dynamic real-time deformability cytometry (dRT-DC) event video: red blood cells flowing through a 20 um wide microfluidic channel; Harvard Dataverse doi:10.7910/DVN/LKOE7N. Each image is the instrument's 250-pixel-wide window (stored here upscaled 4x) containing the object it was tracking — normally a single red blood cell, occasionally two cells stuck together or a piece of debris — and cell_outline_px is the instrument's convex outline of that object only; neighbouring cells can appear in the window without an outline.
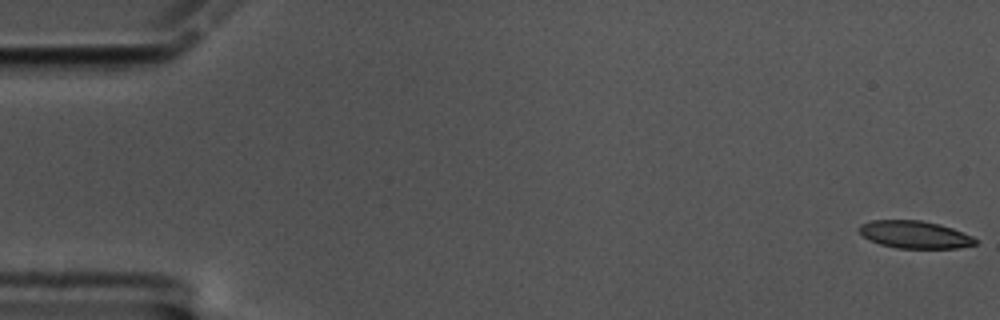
{"species": "common noctule bat (a hibernating species)", "species_latin": "Nyctalus noctula", "temperature_condition": "cold", "stored_images_in_passage": 60, "camera_frame_rate_fps": 3000, "um_per_image_px": 0.085, "animal": {"sex": "male", "body_mass_g": 17.5, "forearm_length_mm": 52.3}, "frame": {"image": 1, "passage_image": 1, "time_ms": 0.0, "image_size_px": [1000, 320], "cell_outline_px": [[976, 244], [956, 248], [896, 248], [880, 244], [864, 236], [860, 232], [860, 224], [872, 220], [920, 220], [940, 224], [952, 228], [972, 236], [976, 240]], "centroid_in_image_um": [77.76, 19.93], "position_along_channel_um": 7.2, "area_um2": 18.38}}
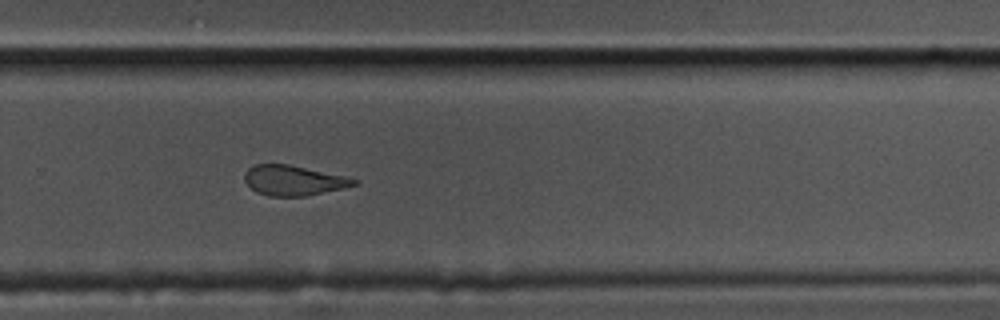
{"frame": {"image": 2, "passage_image": 40, "time_ms": 13.0, "image_size_px": [1000, 320], "cell_outline_px": [[356, 184], [344, 188], [304, 196], [268, 196], [256, 192], [244, 180], [244, 172], [248, 168], [256, 164], [288, 164], [344, 176], [356, 180]], "centroid_in_image_um": [24.89, 15.33], "position_along_channel_um": 304.9, "area_um2": 18.9}}
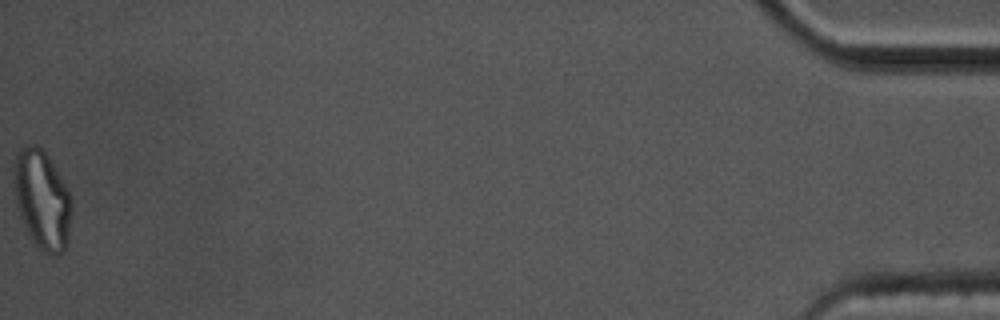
{"frame": {"image": 3, "passage_image": 60, "time_ms": 19.667, "image_size_px": [1000, 320], "cell_outline_px": [[72, 204], [68, 244], [64, 252], [56, 256], [52, 256], [36, 248], [20, 216], [16, 204], [12, 180], [12, 164], [16, 152], [20, 148], [28, 144], [32, 144], [40, 148], [48, 156], [56, 168], [68, 188], [72, 196]], "centroid_in_image_um": [3.57, 16.97], "position_along_channel_um": 431.6, "area_um2": 34.22}, "authors_computed_cell_mechanics": {"area_um2": 20.1722, "velocity_mm_per_s": 3.3921, "shape_relaxation_time_tau1_ms": 7.3842, "shape_relaxation_time_tau2_ms": 2.5601, "deformation_change_tau1": 0.1893, "deformation_change_tau2": 0.1055}}